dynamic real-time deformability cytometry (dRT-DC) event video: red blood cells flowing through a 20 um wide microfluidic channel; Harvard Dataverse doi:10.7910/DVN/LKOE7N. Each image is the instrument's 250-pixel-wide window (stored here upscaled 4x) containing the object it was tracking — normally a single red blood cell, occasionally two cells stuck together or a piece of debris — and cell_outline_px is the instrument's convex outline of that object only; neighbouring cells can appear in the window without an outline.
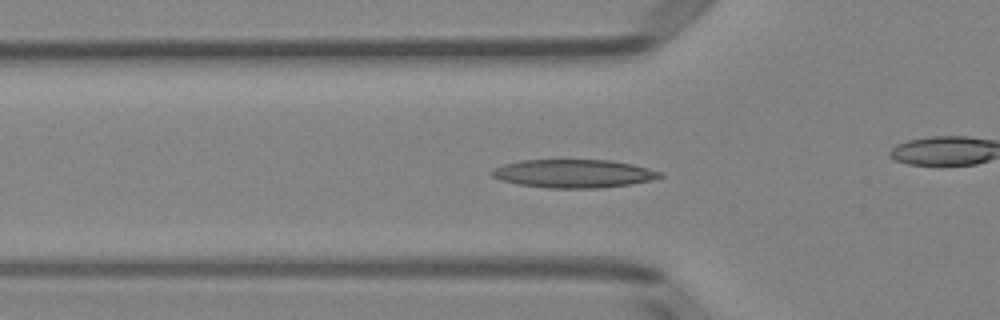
{"species": "Egyptian fruit bat (a non-hibernating species)", "species_latin": "Rousettus aegyptiacus", "temperature_condition": "room temperature", "stored_images_in_passage": 52, "camera_frame_rate_fps": 3000, "um_per_image_px": 0.085, "animal": {"sex": "female"}, "frame": {"image": 1, "passage_image": 17, "time_ms": 5.333, "image_size_px": [1000, 320], "cell_outline_px": [[664, 176], [652, 180], [628, 184], [596, 188], [548, 188], [520, 184], [500, 180], [492, 176], [488, 172], [492, 168], [504, 164], [520, 160], [608, 160], [632, 164], [648, 168], [660, 172]], "centroid_in_image_um": [48.7, 14.75], "position_along_channel_um": 77.1, "area_um2": 27.63}}
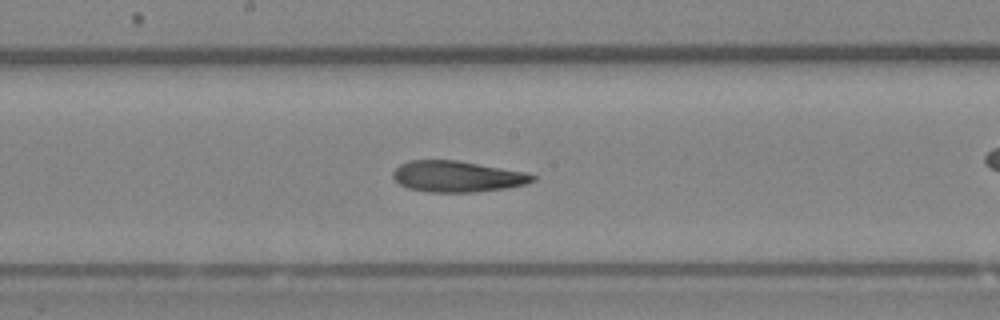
{"frame": {"image": 2, "passage_image": 27, "time_ms": 8.667, "image_size_px": [1000, 320], "cell_outline_px": [[536, 180], [524, 184], [508, 188], [472, 192], [428, 192], [408, 188], [400, 184], [392, 176], [392, 172], [400, 164], [408, 160], [456, 160], [524, 172], [536, 176]], "centroid_in_image_um": [38.83, 15.0], "position_along_channel_um": 209.4, "area_um2": 25.14}}
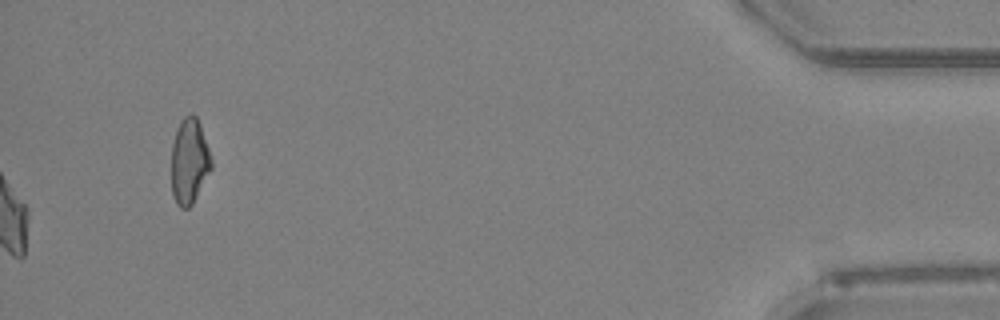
{"frame": {"image": 3, "passage_image": 52, "time_ms": 17.0, "image_size_px": [1000, 320], "cell_outline_px": [[212, 168], [192, 204], [188, 208], [180, 208], [176, 204], [172, 196], [172, 144], [176, 128], [180, 120], [184, 116], [192, 112], [196, 116], [200, 124], [212, 160]], "centroid_in_image_um": [16.08, 13.69], "position_along_channel_um": 419.1, "area_um2": 20.0}, "authors_computed_cell_mechanics": {"area_um2": 25.7788, "velocity_mm_per_s": 3.9717, "shape_relaxation_time_tau1_ms": null, "shape_relaxation_time_tau2_ms": 4.9287, "deformation_change_tau1": null, "deformation_change_tau2": 0.1525}}